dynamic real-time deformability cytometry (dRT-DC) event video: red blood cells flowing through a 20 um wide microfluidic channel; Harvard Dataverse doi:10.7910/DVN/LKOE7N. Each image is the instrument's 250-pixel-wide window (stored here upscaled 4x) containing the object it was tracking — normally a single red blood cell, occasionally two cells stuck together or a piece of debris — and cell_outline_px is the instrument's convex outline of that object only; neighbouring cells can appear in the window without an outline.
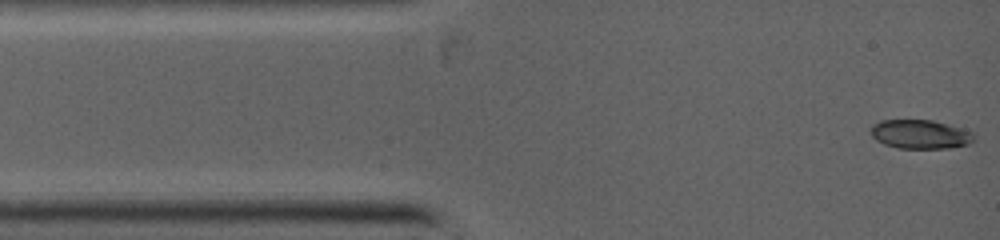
{"species": "common noctule bat (a hibernating species)", "species_latin": "Nyctalus noctula", "temperature_condition": "warm", "stored_images_in_passage": 6, "camera_frame_rate_fps": 5000, "um_per_image_px": 0.085, "animal": {"sex": "female", "body_mass_g": 19.0, "forearm_length_mm": 53.3}, "frame": {"image": 1, "passage_image": 1, "time_ms": 0.0, "image_size_px": [1000, 240], "cell_outline_px": [[976, 136], [968, 144], [948, 148], [900, 148], [884, 144], [876, 140], [872, 136], [872, 124], [880, 120], [932, 120], [960, 128], [972, 132]], "centroid_in_image_um": [78.2, 11.41], "position_along_channel_um": 6.8, "area_um2": 17.22}}
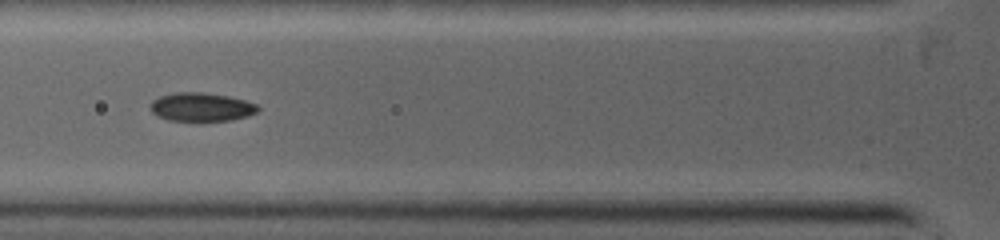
{"frame": {"image": 2, "passage_image": 5, "time_ms": 3.4, "image_size_px": [1000, 240], "cell_outline_px": [[260, 108], [256, 112], [248, 116], [232, 120], [196, 124], [168, 120], [156, 116], [152, 112], [152, 100], [160, 96], [176, 92], [204, 92], [228, 96], [244, 100], [256, 104]], "centroid_in_image_um": [17.11, 9.15], "position_along_channel_um": 108.7, "area_um2": 18.67}}
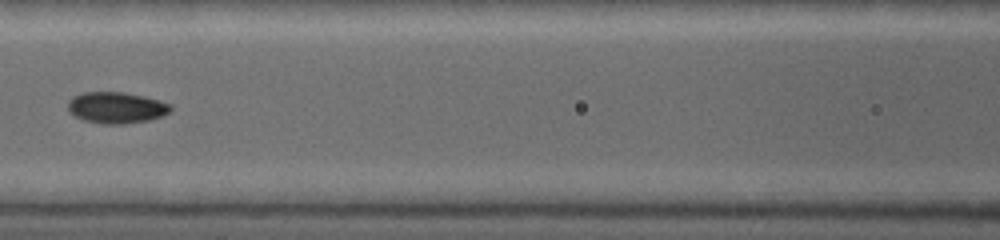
{"frame": {"image": 3, "passage_image": 6, "time_ms": 4.4, "image_size_px": [1000, 240], "cell_outline_px": [[172, 108], [168, 112], [160, 116], [148, 120], [120, 124], [108, 124], [84, 120], [76, 116], [68, 108], [68, 100], [72, 96], [80, 92], [124, 92], [144, 96], [160, 100], [172, 104]], "centroid_in_image_um": [9.89, 9.12], "position_along_channel_um": 156.7, "area_um2": 18.61}}